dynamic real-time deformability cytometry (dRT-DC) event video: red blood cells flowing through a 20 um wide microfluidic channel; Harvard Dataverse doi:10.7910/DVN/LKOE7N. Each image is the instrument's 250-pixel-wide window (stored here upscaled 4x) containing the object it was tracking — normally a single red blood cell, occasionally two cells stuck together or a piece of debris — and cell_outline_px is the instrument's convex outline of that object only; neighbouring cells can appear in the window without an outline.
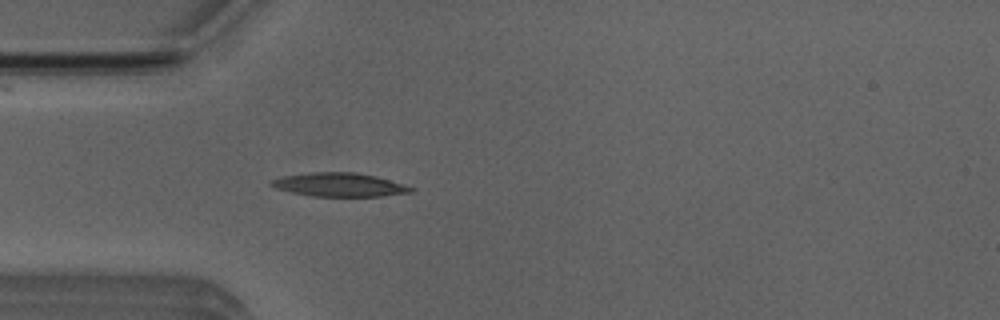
{"species": "Egyptian fruit bat (a non-hibernating species)", "species_latin": "Rousettus aegyptiacus", "temperature_condition": "room temperature", "stored_images_in_passage": 4, "camera_frame_rate_fps": 3000, "um_per_image_px": 0.085, "animal": {"sex": "male"}, "frame": {"image": 1, "passage_image": 4, "time_ms": 4.333, "image_size_px": [1000, 320], "cell_outline_px": [[416, 188], [412, 192], [384, 196], [312, 196], [292, 192], [276, 188], [268, 184], [272, 180], [280, 176], [312, 172], [356, 172], [376, 176]], "centroid_in_image_um": [28.84, 15.7], "position_along_channel_um": 56.2, "area_um2": 19.25}}